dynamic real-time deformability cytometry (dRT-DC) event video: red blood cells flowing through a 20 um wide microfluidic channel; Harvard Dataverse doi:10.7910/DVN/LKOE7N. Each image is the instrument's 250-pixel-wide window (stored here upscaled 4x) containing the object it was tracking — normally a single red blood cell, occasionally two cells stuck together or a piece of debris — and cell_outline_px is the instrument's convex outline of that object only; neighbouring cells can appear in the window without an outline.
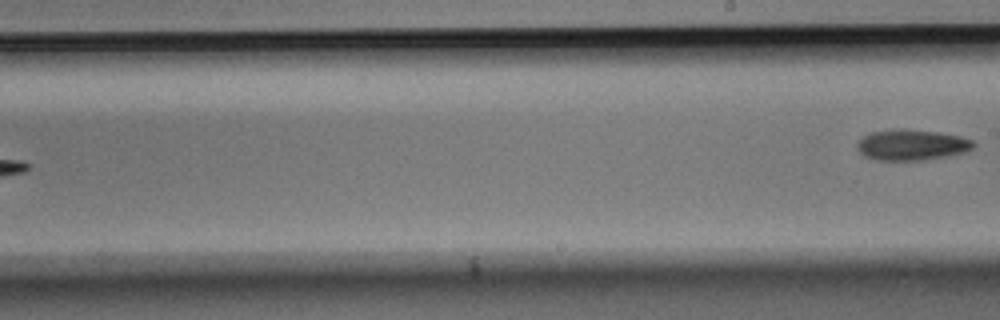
{"species": "Egyptian fruit bat (a non-hibernating species)", "species_latin": "Rousettus aegyptiacus", "temperature_condition": "room temperature", "stored_images_in_passage": 10, "segment_of_instrument_passage": [2, 2], "camera_frame_rate_fps": 3000, "um_per_image_px": 0.085, "animal": {"sex": "male"}, "frame": {"image": 1, "passage_image": 10, "time_ms": 3.0, "image_size_px": [1000, 320], "cell_outline_px": [[976, 144], [972, 148], [964, 152], [944, 156], [920, 160], [876, 160], [864, 156], [856, 148], [856, 144], [864, 136], [872, 132], [936, 132], [960, 136], [972, 140]], "centroid_in_image_um": [77.5, 12.37], "position_along_channel_um": 211.5, "area_um2": 19.71}}